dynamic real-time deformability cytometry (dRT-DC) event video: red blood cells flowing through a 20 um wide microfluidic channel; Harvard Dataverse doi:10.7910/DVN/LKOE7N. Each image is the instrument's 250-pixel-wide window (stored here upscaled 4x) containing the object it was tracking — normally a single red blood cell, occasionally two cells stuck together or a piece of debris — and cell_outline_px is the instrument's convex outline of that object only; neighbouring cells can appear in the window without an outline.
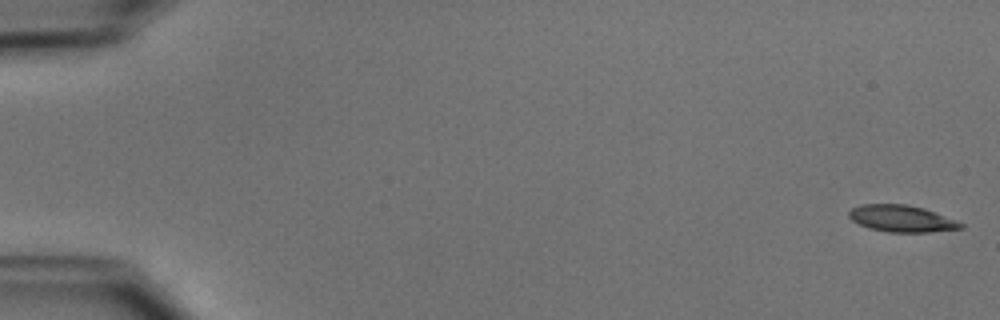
{"species": "common noctule bat (a hibernating species)", "species_latin": "Nyctalus noctula", "temperature_condition": "cold", "stored_images_in_passage": 6, "camera_frame_rate_fps": 3000, "um_per_image_px": 0.085, "animal": {"sex": "male", "body_mass_g": 15.6}, "frame": {"image": 1, "passage_image": 1, "time_ms": 0.0, "image_size_px": [1000, 320], "cell_outline_px": [[964, 228], [928, 232], [888, 232], [868, 228], [852, 220], [848, 216], [848, 212], [852, 208], [860, 204], [904, 204], [924, 208], [956, 220], [964, 224]], "centroid_in_image_um": [76.63, 18.58], "position_along_channel_um": 8.4, "area_um2": 17.4}}